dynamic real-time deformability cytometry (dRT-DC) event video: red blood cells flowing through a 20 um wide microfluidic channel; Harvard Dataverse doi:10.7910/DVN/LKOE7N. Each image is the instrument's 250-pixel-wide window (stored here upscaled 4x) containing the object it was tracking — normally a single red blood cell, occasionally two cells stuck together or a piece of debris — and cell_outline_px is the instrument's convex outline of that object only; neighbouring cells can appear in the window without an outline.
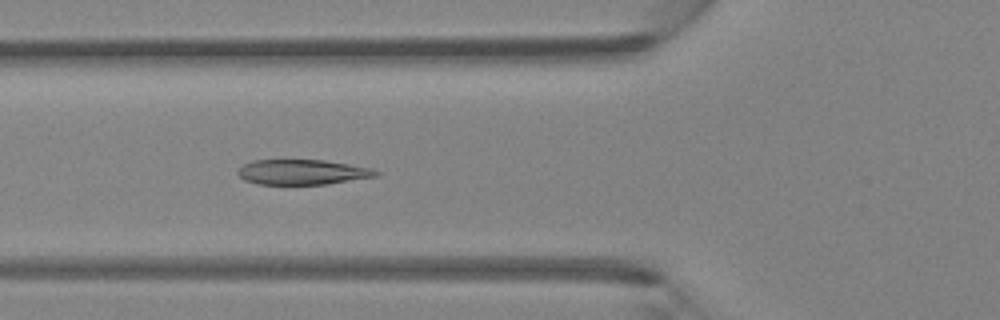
{"species": "Egyptian fruit bat (a non-hibernating species)", "species_latin": "Rousettus aegyptiacus", "temperature_condition": "room temperature", "stored_images_in_passage": 31, "camera_frame_rate_fps": 3000, "um_per_image_px": 0.085, "animal": {"sex": "female"}, "frame": {"image": 1, "passage_image": 6, "time_ms": 1.667, "image_size_px": [1000, 320], "cell_outline_px": [[380, 176], [328, 184], [256, 184], [244, 180], [236, 172], [244, 164], [252, 160], [324, 160], [372, 168], [380, 172]], "centroid_in_image_um": [25.73, 14.63], "position_along_channel_um": 100.1, "area_um2": 20.29}}
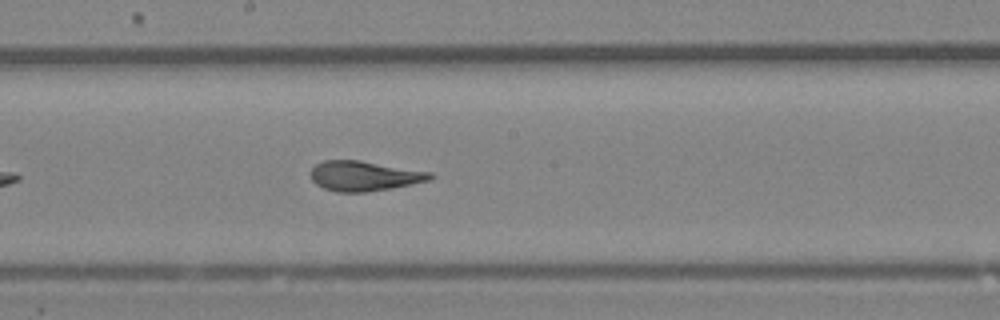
{"frame": {"image": 2, "passage_image": 14, "time_ms": 4.333, "image_size_px": [1000, 320], "cell_outline_px": [[436, 176], [432, 180], [392, 188], [364, 192], [336, 192], [324, 188], [316, 184], [312, 180], [308, 172], [316, 164], [324, 160], [360, 160], [432, 172]], "centroid_in_image_um": [30.97, 14.95], "position_along_channel_um": 217.2, "area_um2": 21.1}}
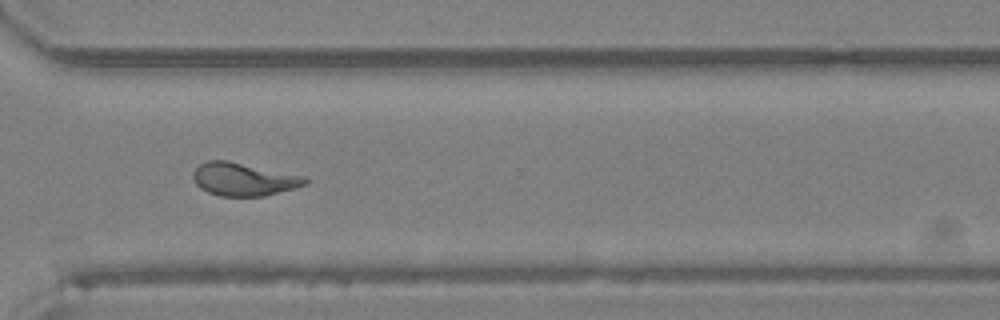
{"frame": {"image": 3, "passage_image": 23, "time_ms": 7.333, "image_size_px": [1000, 320], "cell_outline_px": [[308, 184], [264, 196], [220, 196], [208, 192], [200, 188], [196, 184], [192, 176], [192, 172], [200, 164], [208, 160], [228, 160], [304, 176], [308, 180]], "centroid_in_image_um": [20.68, 15.23], "position_along_channel_um": 349.9, "area_um2": 21.5}}